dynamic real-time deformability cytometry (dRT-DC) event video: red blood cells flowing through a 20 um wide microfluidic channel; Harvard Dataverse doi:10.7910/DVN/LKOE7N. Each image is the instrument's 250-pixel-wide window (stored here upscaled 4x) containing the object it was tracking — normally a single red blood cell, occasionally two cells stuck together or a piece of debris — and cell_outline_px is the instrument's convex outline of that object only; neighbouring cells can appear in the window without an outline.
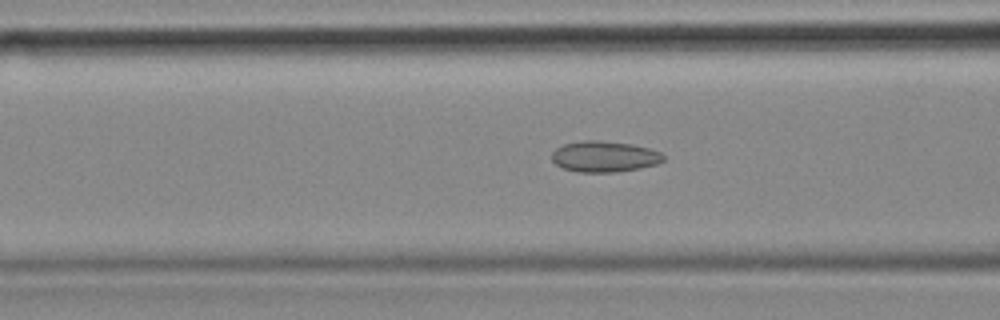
{"species": "common noctule bat (a hibernating species)", "species_latin": "Nyctalus noctula", "temperature_condition": "cold", "stored_images_in_passage": 55, "camera_frame_rate_fps": 3000, "um_per_image_px": 0.085, "animal": {"sex": "female", "body_mass_g": 18.4}, "frame": {"image": 1, "passage_image": 21, "time_ms": 6.667, "image_size_px": [1000, 320], "cell_outline_px": [[664, 160], [656, 164], [640, 168], [616, 172], [576, 172], [564, 168], [556, 164], [552, 160], [552, 152], [556, 148], [564, 144], [584, 140], [600, 140], [632, 144], [648, 148], [660, 152], [664, 156]], "centroid_in_image_um": [51.36, 13.3], "position_along_channel_um": 115.2, "area_um2": 20.11}}
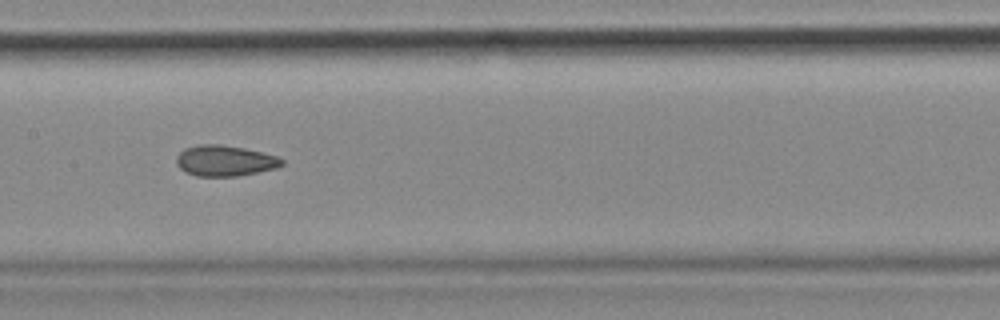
{"frame": {"image": 2, "passage_image": 27, "time_ms": 8.667, "image_size_px": [1000, 320], "cell_outline_px": [[284, 164], [276, 168], [236, 176], [196, 176], [184, 172], [176, 164], [176, 156], [184, 148], [200, 144], [220, 144], [244, 148], [276, 156], [284, 160]], "centroid_in_image_um": [19.07, 13.66], "position_along_channel_um": 188.3, "area_um2": 18.9}}
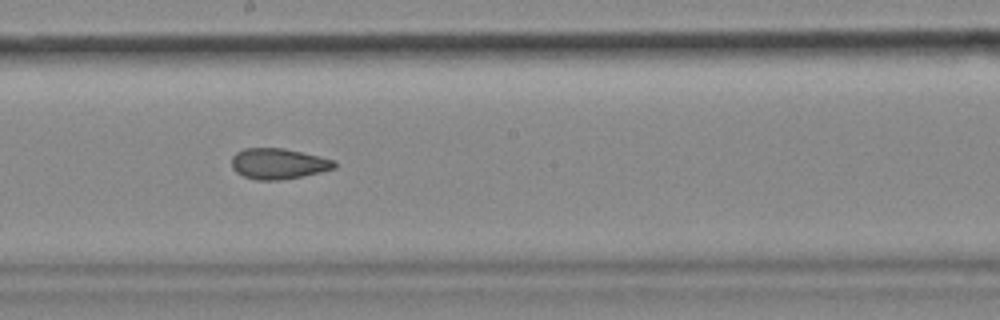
{"frame": {"image": 3, "passage_image": 30, "time_ms": 9.667, "image_size_px": [1000, 320], "cell_outline_px": [[336, 168], [304, 176], [280, 180], [256, 180], [244, 176], [236, 172], [232, 168], [232, 156], [236, 152], [244, 148], [284, 148], [320, 156], [336, 160]], "centroid_in_image_um": [23.67, 13.91], "position_along_channel_um": 224.5, "area_um2": 18.55}, "authors_computed_cell_mechanics": {"area_um2": 19.8832, "velocity_mm_per_s": 3.6546, "shape_relaxation_time_tau1_ms": null, "shape_relaxation_time_tau2_ms": 3.5344, "deformation_change_tau1": null, "deformation_change_tau2": 0.0954}}